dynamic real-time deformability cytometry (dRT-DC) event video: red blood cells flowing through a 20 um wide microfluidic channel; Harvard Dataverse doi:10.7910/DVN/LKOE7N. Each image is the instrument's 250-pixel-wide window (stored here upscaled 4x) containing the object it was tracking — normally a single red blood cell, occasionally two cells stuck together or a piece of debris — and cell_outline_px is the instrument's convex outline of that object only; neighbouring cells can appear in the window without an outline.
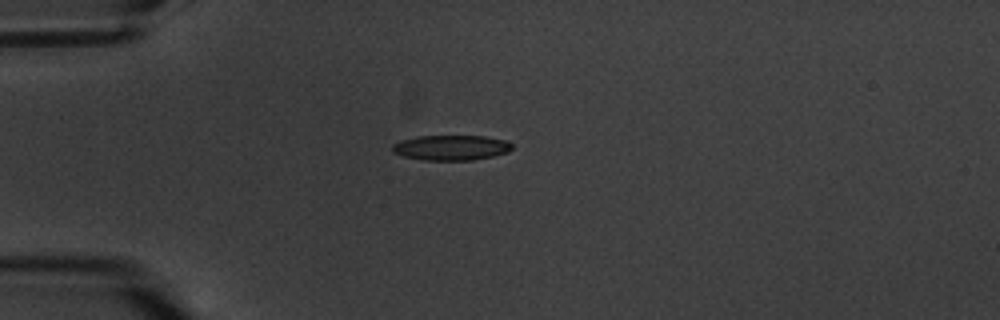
{"species": "common noctule bat (a hibernating species)", "species_latin": "Nyctalus noctula", "temperature_condition": "warm", "stored_images_in_passage": 1, "camera_frame_rate_fps": 3000, "um_per_image_px": 0.085, "animal": {"sex": "male", "body_mass_g": 20.1, "forearm_length_mm": 53.5}, "frame": {"image": 1, "passage_image": 1, "time_ms": 0.0, "image_size_px": [1000, 320], "cell_outline_px": [[512, 148], [508, 152], [492, 156], [472, 160], [424, 160], [404, 156], [392, 152], [392, 144], [400, 140], [416, 136], [484, 136], [508, 140], [512, 144]], "centroid_in_image_um": [38.34, 12.54], "position_along_channel_um": 46.7, "area_um2": 17.63}}